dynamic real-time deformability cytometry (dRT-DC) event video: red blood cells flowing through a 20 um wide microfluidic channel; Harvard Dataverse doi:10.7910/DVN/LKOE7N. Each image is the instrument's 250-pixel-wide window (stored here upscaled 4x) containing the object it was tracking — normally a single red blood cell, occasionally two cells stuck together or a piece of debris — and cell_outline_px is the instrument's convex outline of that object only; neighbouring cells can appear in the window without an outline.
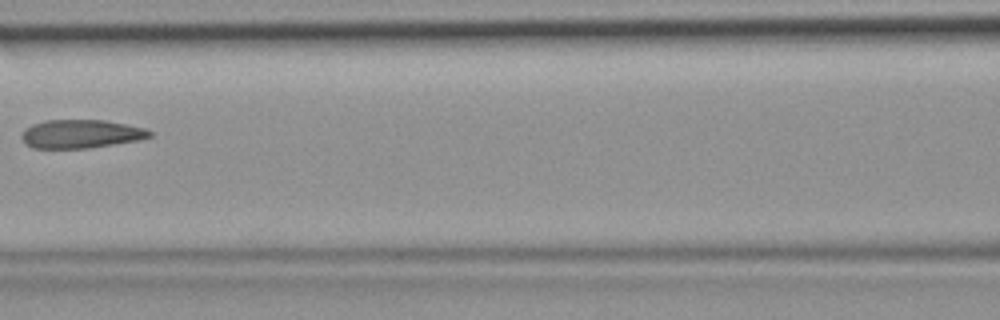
{"species": "common noctule bat (a hibernating species)", "species_latin": "Nyctalus noctula", "temperature_condition": "room temperature", "stored_images_in_passage": 4, "camera_frame_rate_fps": 3000, "um_per_image_px": 0.085, "animal": {"sex": "female", "body_mass_g": 19.9}, "frame": {"image": 1, "passage_image": 4, "time_ms": 1.0, "image_size_px": [1000, 320], "cell_outline_px": [[152, 136], [140, 140], [88, 148], [32, 148], [20, 136], [24, 128], [32, 124], [44, 120], [104, 120], [148, 128], [152, 132]], "centroid_in_image_um": [6.9, 11.37], "position_along_channel_um": 159.7, "area_um2": 21.39}}